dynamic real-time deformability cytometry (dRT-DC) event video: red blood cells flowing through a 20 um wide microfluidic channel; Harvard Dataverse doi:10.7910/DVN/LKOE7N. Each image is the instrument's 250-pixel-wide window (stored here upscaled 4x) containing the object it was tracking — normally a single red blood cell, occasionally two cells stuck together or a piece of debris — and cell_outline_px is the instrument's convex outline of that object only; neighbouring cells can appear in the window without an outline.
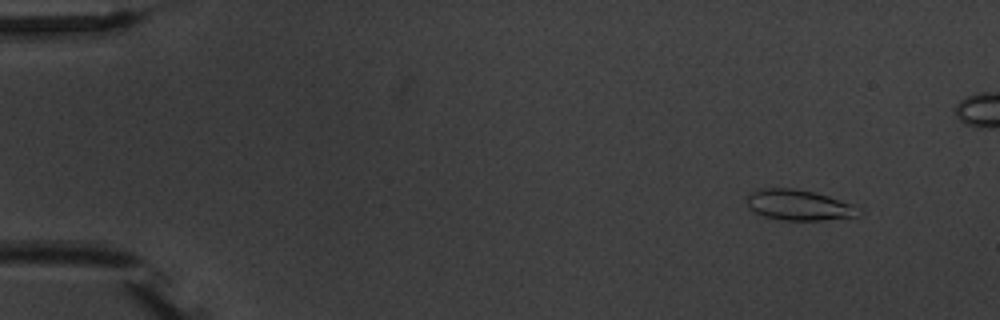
{"species": "common noctule bat (a hibernating species)", "species_latin": "Nyctalus noctula", "temperature_condition": "warm", "stored_images_in_passage": 5, "camera_frame_rate_fps": 3000, "um_per_image_px": 0.085, "animal": {"sex": "male", "body_mass_g": 20.1, "forearm_length_mm": 53.5}, "frame": {"image": 1, "passage_image": 1, "time_ms": 0.0, "image_size_px": [1000, 320], "cell_outline_px": [[864, 208], [860, 216], [820, 220], [780, 220], [764, 216], [748, 208], [748, 196], [752, 192], [760, 188], [792, 188], [812, 192], [828, 196]], "centroid_in_image_um": [67.96, 17.44], "position_along_channel_um": 17.0, "area_um2": 19.94}}